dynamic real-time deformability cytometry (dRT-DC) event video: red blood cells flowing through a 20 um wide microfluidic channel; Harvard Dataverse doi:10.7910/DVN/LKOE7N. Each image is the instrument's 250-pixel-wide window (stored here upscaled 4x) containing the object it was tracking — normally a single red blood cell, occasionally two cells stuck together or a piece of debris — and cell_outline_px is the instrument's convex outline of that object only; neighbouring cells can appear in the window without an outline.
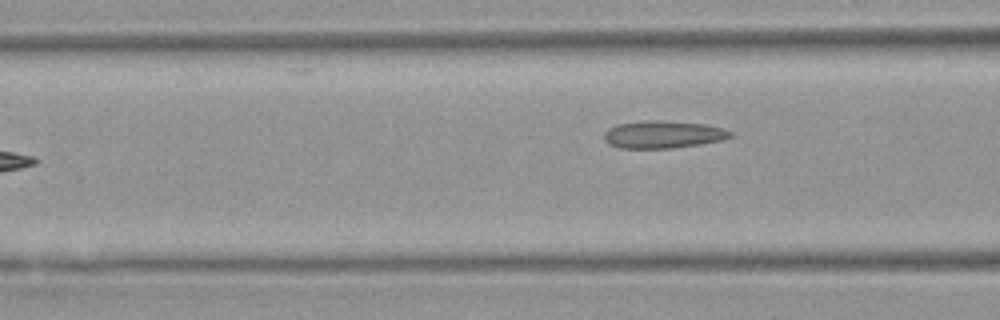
{"species": "Egyptian fruit bat (a non-hibernating species)", "species_latin": "Rousettus aegyptiacus", "temperature_condition": "warm", "stored_images_in_passage": 6, "camera_frame_rate_fps": 3000, "um_per_image_px": 0.085, "animal": {"sex": "female"}, "frame": {"image": 1, "passage_image": 6, "time_ms": 6.333, "image_size_px": [1000, 320], "cell_outline_px": [[732, 136], [724, 140], [700, 144], [672, 148], [620, 148], [608, 144], [604, 140], [604, 132], [608, 128], [616, 124], [644, 120], [664, 120], [708, 124], [724, 128], [732, 132]], "centroid_in_image_um": [56.36, 11.42], "position_along_channel_um": 110.2, "area_um2": 20.58}}